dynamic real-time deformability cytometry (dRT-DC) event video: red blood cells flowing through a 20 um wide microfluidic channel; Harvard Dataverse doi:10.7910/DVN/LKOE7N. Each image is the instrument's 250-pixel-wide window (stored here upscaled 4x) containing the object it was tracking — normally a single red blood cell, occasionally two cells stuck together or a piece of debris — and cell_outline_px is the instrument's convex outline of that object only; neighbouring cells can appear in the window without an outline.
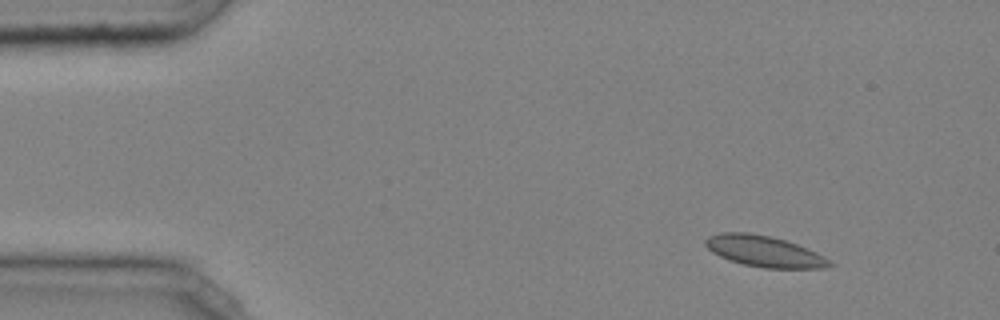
{"species": "common noctule bat (a hibernating species)", "species_latin": "Nyctalus noctula", "temperature_condition": "cold", "stored_images_in_passage": 43, "camera_frame_rate_fps": 3000, "um_per_image_px": 0.085, "animal": {"sex": "male", "body_mass_g": 20.4}, "frame": {"image": 1, "passage_image": 1, "time_ms": 0.0, "image_size_px": [1000, 320], "cell_outline_px": [[836, 264], [824, 268], [764, 268], [744, 264], [728, 260], [712, 252], [704, 244], [704, 240], [708, 236], [720, 232], [748, 232], [772, 236], [808, 248], [824, 256]], "centroid_in_image_um": [64.96, 21.35], "position_along_channel_um": 20.0, "area_um2": 22.6}}
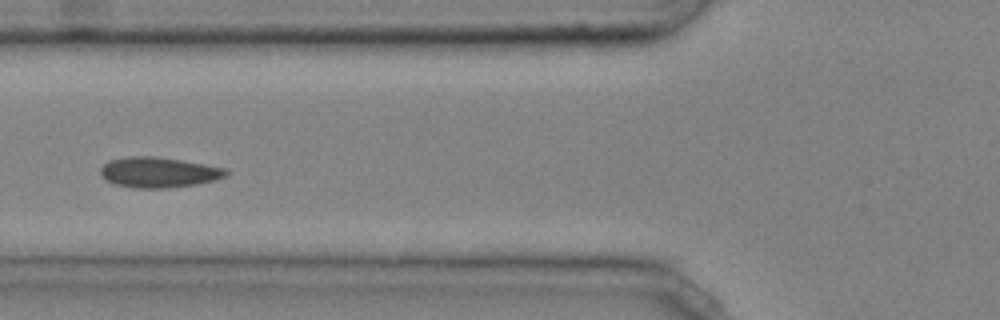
{"frame": {"image": 2, "passage_image": 14, "time_ms": 4.333, "image_size_px": [1000, 320], "cell_outline_px": [[228, 176], [216, 180], [196, 184], [168, 188], [136, 188], [116, 184], [100, 176], [100, 168], [108, 160], [124, 156], [156, 156], [204, 164], [224, 168], [228, 172]], "centroid_in_image_um": [13.47, 14.64], "position_along_channel_um": 112.3, "area_um2": 22.31}}
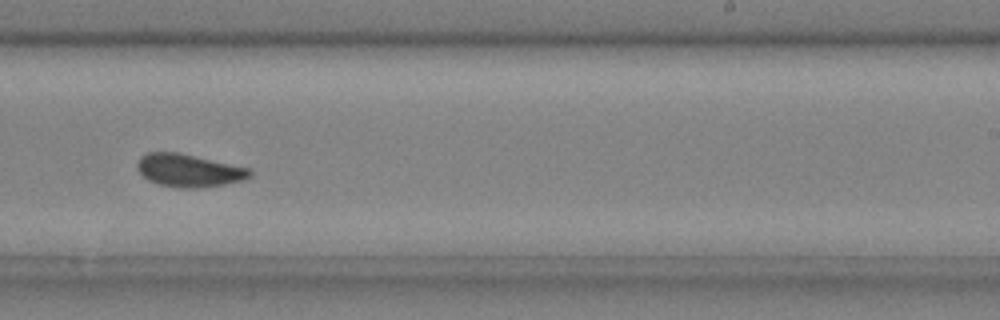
{"frame": {"image": 3, "passage_image": 26, "time_ms": 8.333, "image_size_px": [1000, 320], "cell_outline_px": [[252, 176], [244, 180], [224, 184], [196, 188], [180, 188], [160, 184], [148, 180], [136, 168], [136, 164], [140, 156], [148, 152], [176, 152], [248, 168], [252, 172]], "centroid_in_image_um": [16.02, 14.49], "position_along_channel_um": 273.0, "area_um2": 21.27}, "authors_computed_cell_mechanics": {"area_um2": 21.5016, "velocity_mm_per_s": 4.0193, "shape_relaxation_time_tau1_ms": 6.229, "shape_relaxation_time_tau2_ms": 1.7538, "deformation_change_tau1": 0.1138, "deformation_change_tau2": 0.0694}}